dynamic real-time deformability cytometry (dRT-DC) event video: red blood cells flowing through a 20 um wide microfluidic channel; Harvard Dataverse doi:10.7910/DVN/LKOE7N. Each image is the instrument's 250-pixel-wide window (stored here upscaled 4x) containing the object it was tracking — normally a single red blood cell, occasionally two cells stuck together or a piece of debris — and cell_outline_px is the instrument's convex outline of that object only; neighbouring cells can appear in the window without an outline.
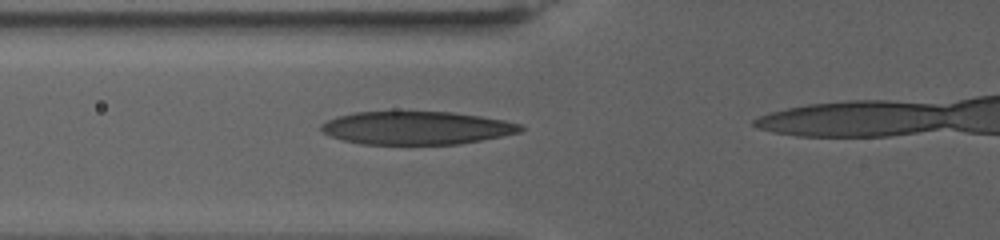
{"species": "human", "species_latin": "Homo sapiens", "temperature_condition": "warm", "stored_images_in_passage": 5, "camera_frame_rate_fps": 3000, "um_per_image_px": 0.085, "donor": {"sex": "female"}, "frame": {"image": 1, "passage_image": 2, "time_ms": 0.333, "image_size_px": [1000, 240], "cell_outline_px": [[524, 128], [520, 132], [460, 144], [364, 144], [344, 140], [332, 136], [324, 132], [320, 128], [320, 124], [336, 116], [356, 112], [452, 112], [480, 116], [504, 120], [520, 124]], "centroid_in_image_um": [35.4, 10.87], "position_along_channel_um": 90.4, "area_um2": 38.15}}
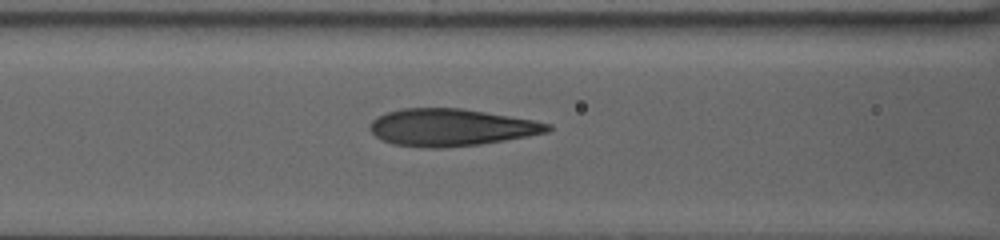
{"frame": {"image": 2, "passage_image": 4, "time_ms": 1.0, "image_size_px": [1000, 240], "cell_outline_px": [[552, 128], [548, 132], [528, 136], [480, 144], [444, 148], [428, 148], [392, 144], [376, 136], [368, 128], [368, 124], [376, 116], [400, 108], [460, 108], [532, 120], [552, 124]], "centroid_in_image_um": [38.3, 10.83], "position_along_channel_um": 128.3, "area_um2": 38.44}}